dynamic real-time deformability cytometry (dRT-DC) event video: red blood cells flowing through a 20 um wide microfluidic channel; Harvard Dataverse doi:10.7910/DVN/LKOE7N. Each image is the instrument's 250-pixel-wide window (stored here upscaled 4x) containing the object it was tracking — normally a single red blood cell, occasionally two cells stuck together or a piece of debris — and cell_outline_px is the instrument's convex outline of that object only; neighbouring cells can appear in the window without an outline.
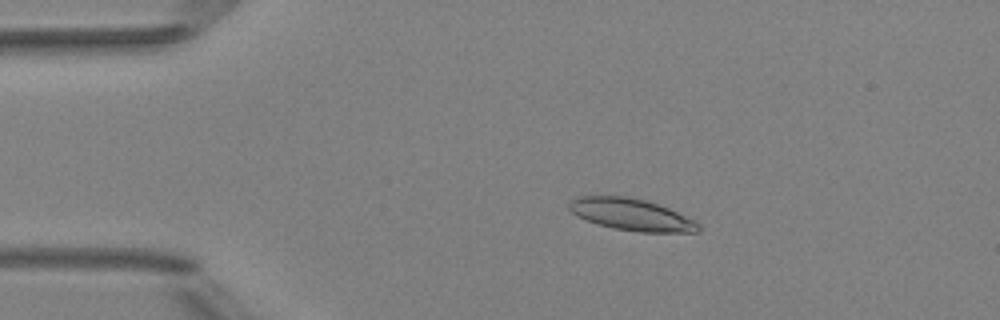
{"species": "Egyptian fruit bat (a non-hibernating species)", "species_latin": "Rousettus aegyptiacus", "temperature_condition": "room temperature", "stored_images_in_passage": 4, "camera_frame_rate_fps": 3000, "um_per_image_px": 0.085, "animal": {"sex": "female"}, "frame": {"image": 1, "passage_image": 3, "time_ms": 2.333, "image_size_px": [1000, 320], "cell_outline_px": [[700, 232], [640, 232], [612, 228], [596, 224], [576, 216], [568, 208], [568, 204], [572, 200], [580, 196], [628, 196], [644, 200], [668, 208], [696, 220], [700, 224]], "centroid_in_image_um": [53.67, 18.25], "position_along_channel_um": 31.3, "area_um2": 24.04}}